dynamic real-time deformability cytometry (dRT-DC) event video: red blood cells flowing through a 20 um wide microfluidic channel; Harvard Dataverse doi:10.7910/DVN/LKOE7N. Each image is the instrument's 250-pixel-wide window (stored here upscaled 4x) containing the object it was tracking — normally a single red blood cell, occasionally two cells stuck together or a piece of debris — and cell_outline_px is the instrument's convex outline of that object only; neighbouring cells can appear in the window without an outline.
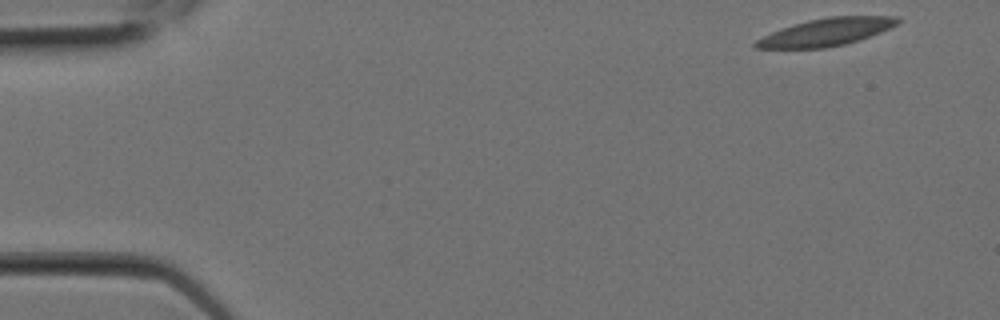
{"species": "Egyptian fruit bat (a non-hibernating species)", "species_latin": "Rousettus aegyptiacus", "temperature_condition": "room temperature", "stored_images_in_passage": 8, "camera_frame_rate_fps": 3000, "um_per_image_px": 0.085, "animal": {"sex": "female"}, "frame": {"image": 1, "passage_image": 1, "time_ms": 0.0, "image_size_px": [1000, 320], "cell_outline_px": [[900, 20], [896, 24], [880, 32], [844, 44], [824, 48], [756, 48], [752, 44], [756, 40], [772, 32], [808, 20], [828, 16], [900, 16]], "centroid_in_image_um": [70.23, 2.72], "position_along_channel_um": 14.8, "area_um2": 22.25}}
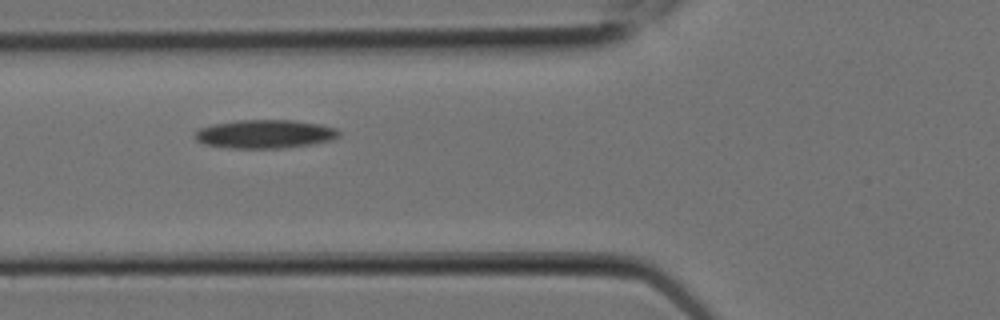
{"frame": {"image": 2, "passage_image": 7, "time_ms": 2.0, "image_size_px": [1000, 320], "cell_outline_px": [[340, 136], [332, 140], [312, 144], [284, 148], [228, 148], [204, 144], [196, 140], [196, 132], [200, 128], [212, 124], [240, 120], [292, 120], [320, 124], [336, 128], [340, 132]], "centroid_in_image_um": [22.55, 11.39], "position_along_channel_um": 103.3, "area_um2": 23.99}}
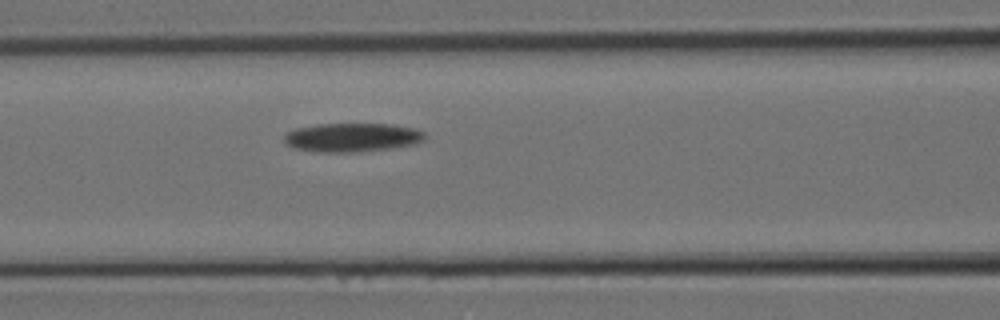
{"frame": {"image": 3, "passage_image": 8, "time_ms": 2.333, "image_size_px": [1000, 320], "cell_outline_px": [[428, 136], [424, 140], [416, 144], [388, 148], [352, 152], [320, 152], [296, 148], [284, 144], [284, 136], [288, 132], [296, 128], [316, 124], [392, 124], [416, 128], [424, 132]], "centroid_in_image_um": [29.96, 11.67], "position_along_channel_um": 136.6, "area_um2": 23.64}}